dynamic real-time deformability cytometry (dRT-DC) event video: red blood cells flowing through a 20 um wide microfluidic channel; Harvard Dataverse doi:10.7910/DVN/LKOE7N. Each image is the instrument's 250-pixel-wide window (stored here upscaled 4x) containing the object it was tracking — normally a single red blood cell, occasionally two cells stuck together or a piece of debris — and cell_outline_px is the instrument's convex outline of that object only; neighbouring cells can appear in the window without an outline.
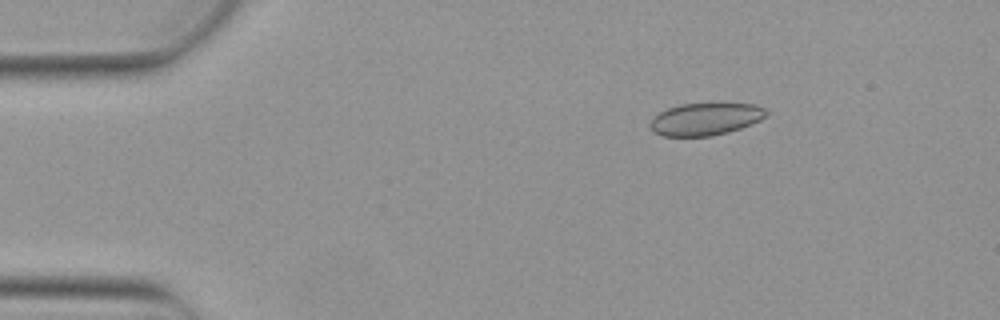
{"species": "Egyptian fruit bat (a non-hibernating species)", "species_latin": "Rousettus aegyptiacus", "temperature_condition": "warm", "stored_images_in_passage": 5, "camera_frame_rate_fps": 3000, "um_per_image_px": 0.085, "animal": {"sex": "female"}, "frame": {"image": 1, "passage_image": 3, "time_ms": 0.667, "image_size_px": [1000, 320], "cell_outline_px": [[768, 116], [752, 124], [728, 132], [712, 136], [664, 136], [656, 132], [648, 124], [652, 116], [668, 108], [680, 104], [756, 104], [764, 108], [768, 112]], "centroid_in_image_um": [59.97, 10.12], "position_along_channel_um": 25.0, "area_um2": 21.85}}